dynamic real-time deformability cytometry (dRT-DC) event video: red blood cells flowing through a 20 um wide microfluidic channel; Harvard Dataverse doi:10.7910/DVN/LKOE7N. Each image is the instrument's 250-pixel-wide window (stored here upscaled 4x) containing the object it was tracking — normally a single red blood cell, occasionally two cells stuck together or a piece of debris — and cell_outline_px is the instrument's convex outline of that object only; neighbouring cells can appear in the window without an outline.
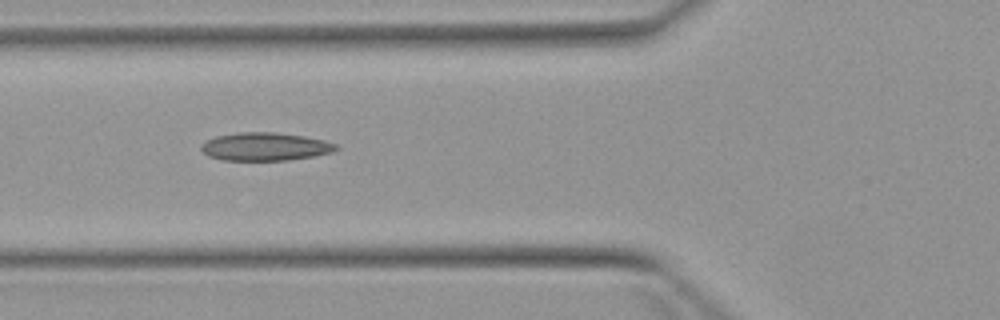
{"species": "Egyptian fruit bat (a non-hibernating species)", "species_latin": "Rousettus aegyptiacus", "temperature_condition": "warm", "stored_images_in_passage": 6, "camera_frame_rate_fps": 3000, "um_per_image_px": 0.085, "animal": {"sex": "female"}, "frame": {"image": 1, "passage_image": 6, "time_ms": 6.667, "image_size_px": [1000, 320], "cell_outline_px": [[340, 148], [332, 152], [312, 156], [288, 160], [224, 160], [208, 156], [200, 148], [200, 144], [216, 136], [236, 132], [276, 132], [304, 136], [324, 140], [336, 144]], "centroid_in_image_um": [22.53, 12.45], "position_along_channel_um": 103.3, "area_um2": 22.08}}